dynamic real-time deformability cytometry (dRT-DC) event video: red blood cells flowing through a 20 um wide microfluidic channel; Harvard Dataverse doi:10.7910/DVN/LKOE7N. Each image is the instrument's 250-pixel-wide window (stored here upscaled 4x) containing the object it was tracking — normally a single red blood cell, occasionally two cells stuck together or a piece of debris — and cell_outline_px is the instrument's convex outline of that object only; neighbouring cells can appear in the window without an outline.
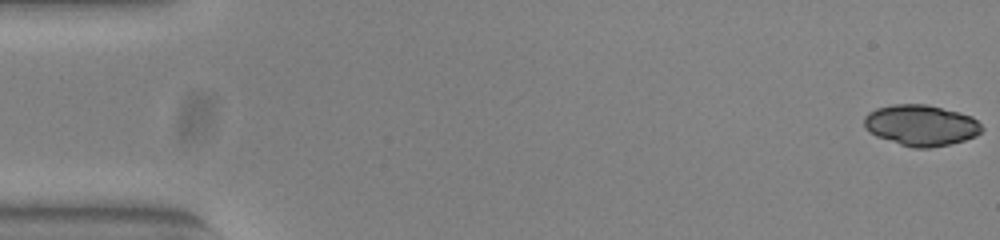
{"species": "common noctule bat (a hibernating species)", "species_latin": "Nyctalus noctula", "temperature_condition": "warm", "stored_images_in_passage": 53, "camera_frame_rate_fps": 3000, "um_per_image_px": 0.085, "animal": {"sex": "female", "body_mass_g": 23.0, "forearm_length_mm": 53.4}, "frame": {"image": 1, "passage_image": 1, "time_ms": 0.0, "image_size_px": [1000, 240], "cell_outline_px": [[984, 128], [976, 136], [964, 140], [948, 144], [928, 148], [912, 148], [876, 136], [868, 132], [864, 128], [864, 116], [868, 112], [876, 108], [892, 104], [928, 104], [960, 112], [972, 116]], "centroid_in_image_um": [78.26, 10.64], "position_along_channel_um": 6.7, "area_um2": 28.26}}
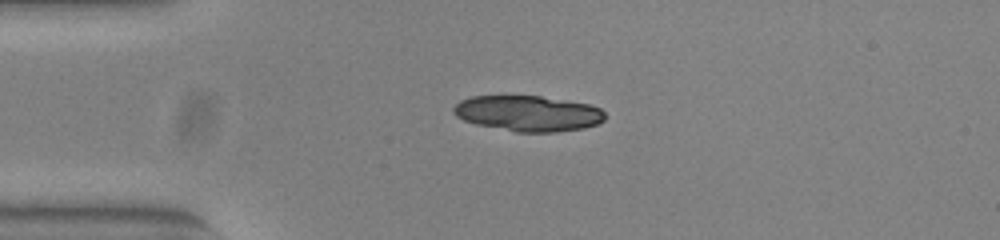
{"frame": {"image": 2, "passage_image": 13, "time_ms": 4.0, "image_size_px": [1000, 240], "cell_outline_px": [[604, 120], [596, 124], [584, 128], [556, 132], [516, 132], [476, 124], [464, 120], [456, 116], [452, 112], [452, 108], [460, 100], [472, 96], [540, 96], [588, 104], [600, 108], [604, 112]], "centroid_in_image_um": [44.86, 9.64], "position_along_channel_um": 40.1, "area_um2": 31.39}}